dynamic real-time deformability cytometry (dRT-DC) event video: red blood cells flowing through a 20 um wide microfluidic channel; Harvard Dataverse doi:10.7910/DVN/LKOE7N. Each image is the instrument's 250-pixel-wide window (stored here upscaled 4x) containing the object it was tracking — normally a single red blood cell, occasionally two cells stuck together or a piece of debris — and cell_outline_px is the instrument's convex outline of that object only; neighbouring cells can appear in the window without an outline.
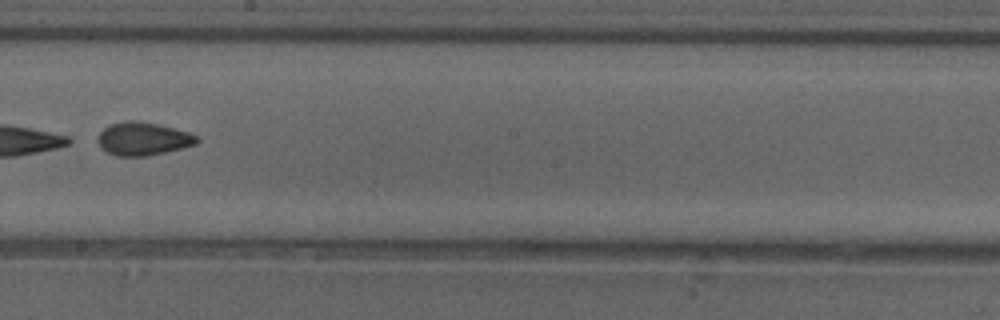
{"species": "common noctule bat (a hibernating species)", "species_latin": "Nyctalus noctula", "temperature_condition": "cold", "stored_images_in_passage": 50, "camera_frame_rate_fps": 3000, "um_per_image_px": 0.085, "animal": {"sex": "female"}, "frame": {"image": 1, "passage_image": 29, "time_ms": 9.333, "image_size_px": [1000, 320], "cell_outline_px": [[200, 140], [196, 144], [164, 152], [144, 156], [116, 156], [100, 148], [96, 140], [100, 132], [108, 124], [128, 120], [136, 120], [156, 124], [188, 132], [196, 136]], "centroid_in_image_um": [12.1, 11.79], "position_along_channel_um": 236.1, "area_um2": 19.02}}